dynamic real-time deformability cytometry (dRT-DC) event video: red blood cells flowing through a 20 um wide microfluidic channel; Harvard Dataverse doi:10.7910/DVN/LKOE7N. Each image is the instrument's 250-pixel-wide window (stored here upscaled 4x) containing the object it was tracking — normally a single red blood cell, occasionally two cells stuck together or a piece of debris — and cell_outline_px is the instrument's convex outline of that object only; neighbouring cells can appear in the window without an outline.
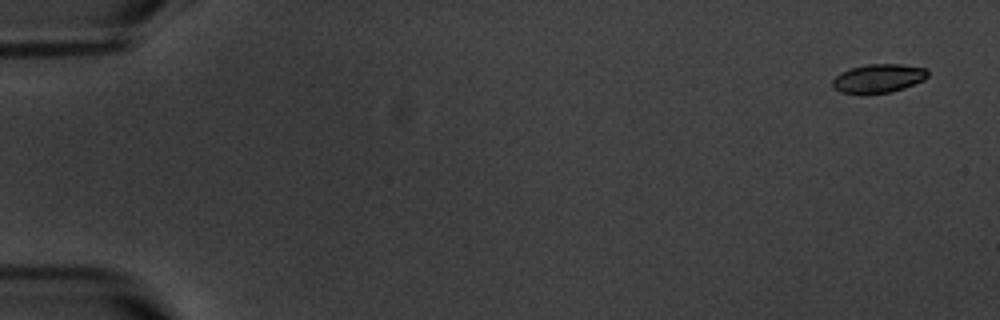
{"species": "common noctule bat (a hibernating species)", "species_latin": "Nyctalus noctula", "temperature_condition": "warm", "stored_images_in_passage": 10, "camera_frame_rate_fps": 3000, "um_per_image_px": 0.085, "animal": {"sex": "male", "body_mass_g": 20.1, "forearm_length_mm": 53.5}, "frame": {"image": 1, "passage_image": 1, "time_ms": 0.0, "image_size_px": [1000, 320], "cell_outline_px": [[928, 76], [924, 80], [904, 88], [892, 92], [840, 92], [832, 88], [832, 80], [840, 72], [852, 68], [868, 64], [900, 64], [928, 68]], "centroid_in_image_um": [74.69, 6.64], "position_along_channel_um": 10.3, "area_um2": 15.72}}
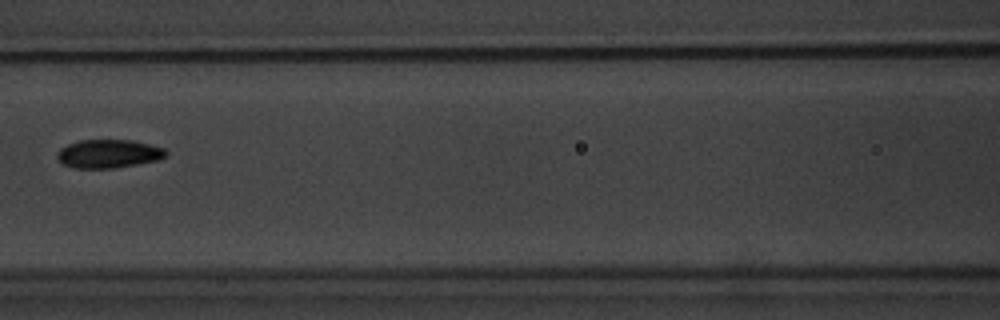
{"frame": {"image": 2, "passage_image": 8, "time_ms": 8.333, "image_size_px": [1000, 320], "cell_outline_px": [[168, 156], [160, 160], [116, 168], [76, 168], [64, 164], [56, 156], [56, 152], [60, 148], [68, 144], [80, 140], [132, 140], [164, 148], [168, 152]], "centroid_in_image_um": [9.26, 13.07], "position_along_channel_um": 157.3, "area_um2": 18.15}}
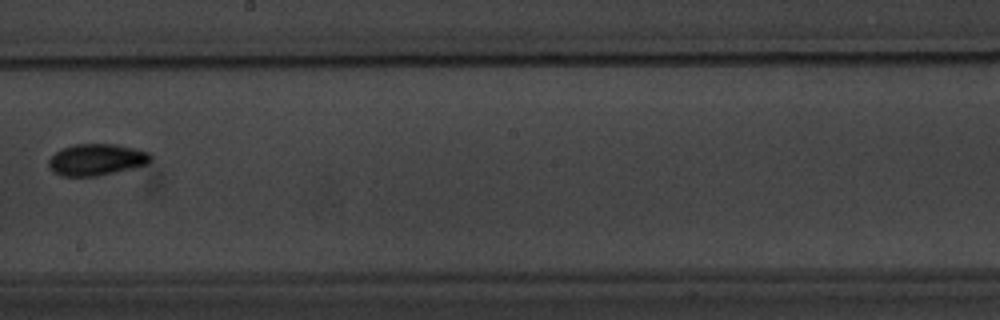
{"frame": {"image": 3, "passage_image": 10, "time_ms": 10.667, "image_size_px": [1000, 320], "cell_outline_px": [[152, 160], [148, 164], [116, 172], [96, 176], [60, 176], [48, 164], [48, 160], [60, 148], [72, 144], [116, 144], [148, 152], [152, 156]], "centroid_in_image_um": [8.21, 13.56], "position_along_channel_um": 240.0, "area_um2": 18.73}}